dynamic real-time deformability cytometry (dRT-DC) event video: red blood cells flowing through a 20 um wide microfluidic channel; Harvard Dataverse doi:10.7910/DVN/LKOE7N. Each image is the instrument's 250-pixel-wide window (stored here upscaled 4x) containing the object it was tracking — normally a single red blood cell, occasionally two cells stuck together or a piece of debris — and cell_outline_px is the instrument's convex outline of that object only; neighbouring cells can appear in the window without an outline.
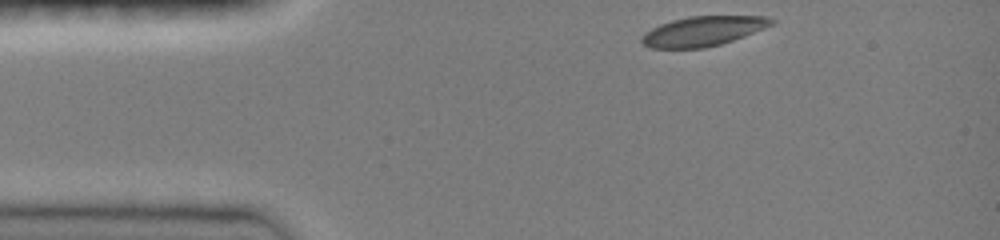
{"species": "common noctule bat (a hibernating species)", "species_latin": "Nyctalus noctula", "temperature_condition": "room temperature", "stored_images_in_passage": 36, "camera_frame_rate_fps": 3000, "um_per_image_px": 0.085, "animal": {"sex": "female", "body_mass_g": 19.0, "forearm_length_mm": 51.5}, "frame": {"image": 1, "passage_image": 1, "time_ms": 0.0, "image_size_px": [1000, 240], "cell_outline_px": [[776, 20], [772, 24], [764, 28], [744, 36], [720, 44], [704, 48], [648, 48], [640, 40], [640, 36], [644, 32], [660, 24], [672, 20], [688, 16], [768, 16]], "centroid_in_image_um": [59.72, 2.64], "position_along_channel_um": 25.3, "area_um2": 22.48}}
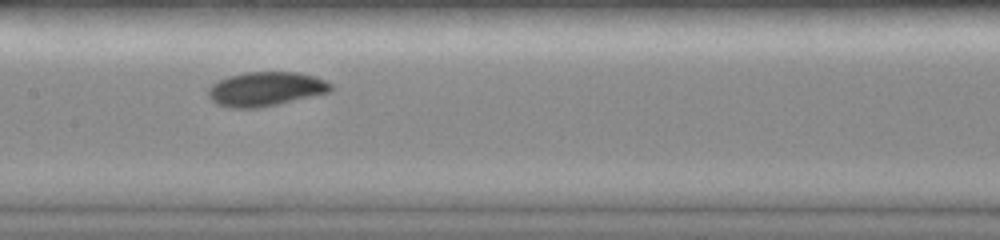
{"frame": {"image": 2, "passage_image": 17, "time_ms": 5.333, "image_size_px": [1000, 240], "cell_outline_px": [[332, 92], [276, 104], [256, 108], [228, 108], [216, 104], [208, 96], [208, 88], [212, 84], [228, 76], [248, 72], [296, 72], [312, 76], [324, 80], [332, 84]], "centroid_in_image_um": [22.57, 7.57], "position_along_channel_um": 184.8, "area_um2": 24.33}}
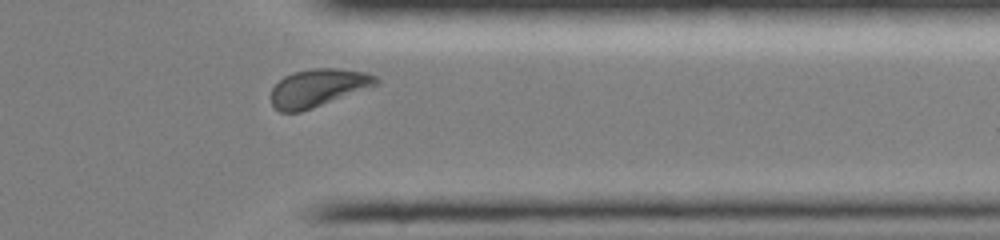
{"frame": {"image": 3, "passage_image": 32, "time_ms": 10.333, "image_size_px": [1000, 240], "cell_outline_px": [[380, 80], [376, 84], [300, 112], [280, 112], [272, 104], [272, 88], [284, 76], [292, 72], [312, 68], [340, 68], [364, 72], [376, 76]], "centroid_in_image_um": [26.99, 7.44], "position_along_channel_um": 384.4, "area_um2": 22.54}, "authors_computed_cell_mechanics": {"area_um2": 23.2356, "velocity_mm_per_s": 3.9706, "shape_relaxation_time_tau1_ms": 2.7525, "shape_relaxation_time_tau2_ms": null, "deformation_change_tau1": 0.1157, "deformation_change_tau2": null}}